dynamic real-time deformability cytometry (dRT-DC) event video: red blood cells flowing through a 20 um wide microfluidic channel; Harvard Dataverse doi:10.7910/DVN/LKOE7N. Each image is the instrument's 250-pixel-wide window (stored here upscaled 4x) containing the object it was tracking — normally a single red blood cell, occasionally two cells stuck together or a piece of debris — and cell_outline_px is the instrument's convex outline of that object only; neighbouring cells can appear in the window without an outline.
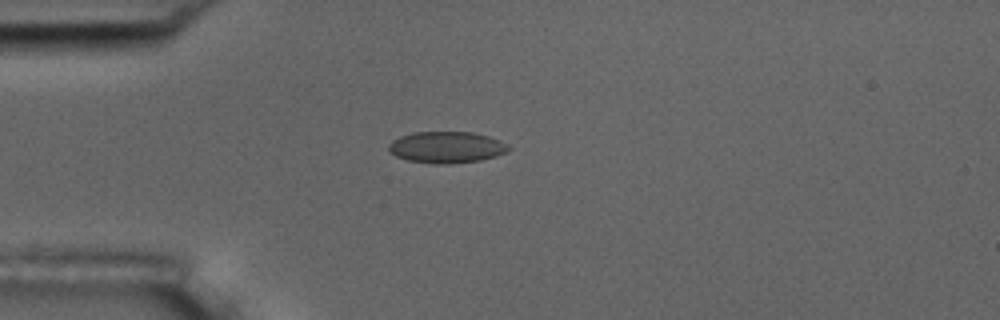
{"species": "common noctule bat (a hibernating species)", "species_latin": "Nyctalus noctula", "temperature_condition": "room temperature", "stored_images_in_passage": 5, "camera_frame_rate_fps": 3000, "um_per_image_px": 0.085, "animal": {"sex": "male", "body_mass_g": 17.5, "forearm_length_mm": 52.3}, "frame": {"image": 1, "passage_image": 5, "time_ms": 4.333, "image_size_px": [1000, 320], "cell_outline_px": [[512, 148], [496, 156], [480, 160], [448, 164], [436, 164], [408, 160], [396, 156], [388, 152], [388, 144], [392, 140], [400, 136], [412, 132], [472, 132], [488, 136], [500, 140], [508, 144]], "centroid_in_image_um": [37.93, 12.51], "position_along_channel_um": 47.1, "area_um2": 22.08}}